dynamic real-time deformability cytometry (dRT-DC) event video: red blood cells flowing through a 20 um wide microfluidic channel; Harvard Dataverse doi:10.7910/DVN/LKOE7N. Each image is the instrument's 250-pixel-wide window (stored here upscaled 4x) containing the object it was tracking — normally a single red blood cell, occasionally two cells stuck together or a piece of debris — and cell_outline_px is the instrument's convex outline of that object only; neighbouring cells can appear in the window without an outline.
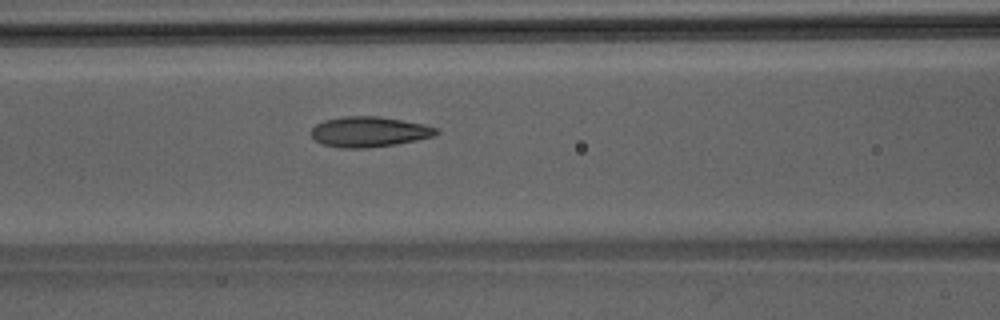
{"species": "Egyptian fruit bat (a non-hibernating species)", "species_latin": "Rousettus aegyptiacus", "temperature_condition": "room temperature", "stored_images_in_passage": 39, "camera_frame_rate_fps": 3000, "um_per_image_px": 0.085, "animal": {"sex": "male"}, "frame": {"image": 1, "passage_image": 14, "time_ms": 4.333, "image_size_px": [1000, 320], "cell_outline_px": [[440, 132], [432, 136], [416, 140], [392, 144], [364, 148], [340, 148], [320, 144], [312, 136], [312, 128], [316, 124], [324, 120], [344, 116], [376, 116], [424, 124], [436, 128]], "centroid_in_image_um": [31.33, 11.2], "position_along_channel_um": 135.3, "area_um2": 21.85}}
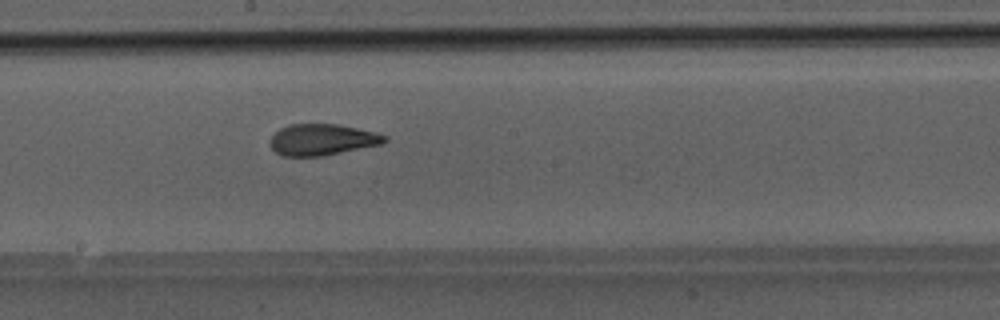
{"frame": {"image": 2, "passage_image": 20, "time_ms": 6.333, "image_size_px": [1000, 320], "cell_outline_px": [[388, 140], [380, 144], [320, 156], [284, 156], [276, 152], [268, 144], [268, 140], [280, 128], [288, 124], [340, 124], [376, 132], [388, 136]], "centroid_in_image_um": [27.36, 11.85], "position_along_channel_um": 220.8, "area_um2": 20.87}}
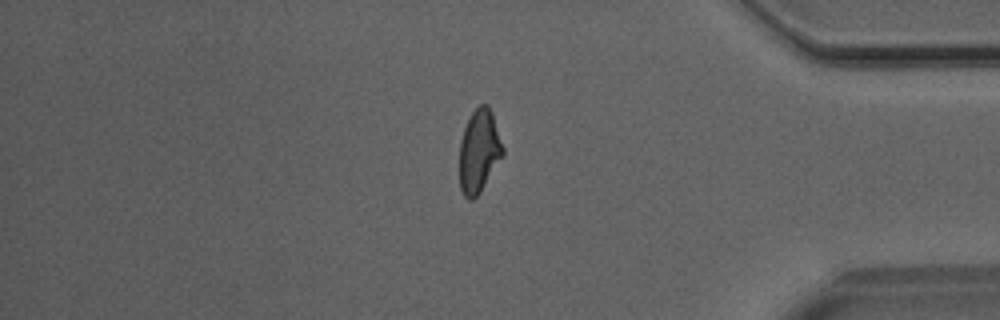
{"frame": {"image": 3, "passage_image": 34, "time_ms": 11.0, "image_size_px": [1000, 320], "cell_outline_px": [[504, 156], [480, 192], [472, 200], [468, 200], [464, 196], [460, 188], [460, 140], [464, 128], [472, 112], [480, 104], [488, 104], [492, 112], [504, 148]], "centroid_in_image_um": [40.74, 12.85], "position_along_channel_um": 394.5, "area_um2": 21.1}}